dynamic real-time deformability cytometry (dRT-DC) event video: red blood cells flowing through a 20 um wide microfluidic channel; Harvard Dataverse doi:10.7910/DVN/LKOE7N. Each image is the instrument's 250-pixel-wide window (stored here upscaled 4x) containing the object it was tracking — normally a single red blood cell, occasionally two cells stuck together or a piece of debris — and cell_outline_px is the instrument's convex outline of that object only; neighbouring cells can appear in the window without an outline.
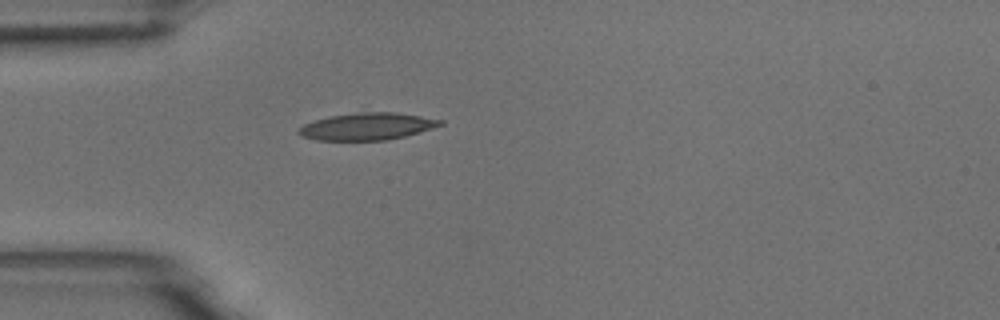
{"species": "common noctule bat (a hibernating species)", "species_latin": "Nyctalus noctula", "temperature_condition": "room temperature", "stored_images_in_passage": 1, "camera_frame_rate_fps": 3000, "um_per_image_px": 0.085, "animal": {"sex": "male", "body_mass_g": 18.8}, "frame": {"image": 1, "passage_image": 1, "time_ms": 0.0, "image_size_px": [1000, 320], "cell_outline_px": [[444, 124], [420, 132], [388, 140], [316, 140], [300, 136], [296, 132], [304, 124], [316, 120], [332, 116], [356, 112], [396, 112], [444, 120]], "centroid_in_image_um": [31.22, 10.75], "position_along_channel_um": 53.8, "area_um2": 22.31}}